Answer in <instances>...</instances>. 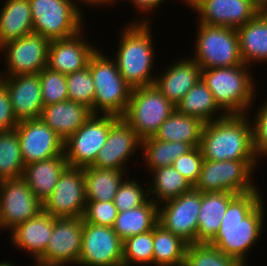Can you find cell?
I'll list each match as a JSON object with an SVG mask.
<instances>
[{
	"label": "cell",
	"instance_id": "obj_43",
	"mask_svg": "<svg viewBox=\"0 0 267 266\" xmlns=\"http://www.w3.org/2000/svg\"><path fill=\"white\" fill-rule=\"evenodd\" d=\"M204 161L200 146L194 147L188 153L179 156L172 166L180 172L194 187L200 177L202 163Z\"/></svg>",
	"mask_w": 267,
	"mask_h": 266
},
{
	"label": "cell",
	"instance_id": "obj_41",
	"mask_svg": "<svg viewBox=\"0 0 267 266\" xmlns=\"http://www.w3.org/2000/svg\"><path fill=\"white\" fill-rule=\"evenodd\" d=\"M139 183L137 179L125 177L113 200L118 212L139 207L149 199L148 188Z\"/></svg>",
	"mask_w": 267,
	"mask_h": 266
},
{
	"label": "cell",
	"instance_id": "obj_31",
	"mask_svg": "<svg viewBox=\"0 0 267 266\" xmlns=\"http://www.w3.org/2000/svg\"><path fill=\"white\" fill-rule=\"evenodd\" d=\"M85 195L87 201H113L125 171L86 166L83 168Z\"/></svg>",
	"mask_w": 267,
	"mask_h": 266
},
{
	"label": "cell",
	"instance_id": "obj_48",
	"mask_svg": "<svg viewBox=\"0 0 267 266\" xmlns=\"http://www.w3.org/2000/svg\"><path fill=\"white\" fill-rule=\"evenodd\" d=\"M114 1H118V0H99V7L102 6V5L105 7V4L108 5V6H109V4L113 5L112 3H115Z\"/></svg>",
	"mask_w": 267,
	"mask_h": 266
},
{
	"label": "cell",
	"instance_id": "obj_23",
	"mask_svg": "<svg viewBox=\"0 0 267 266\" xmlns=\"http://www.w3.org/2000/svg\"><path fill=\"white\" fill-rule=\"evenodd\" d=\"M10 241L16 249L25 250L36 261L46 250L53 232V216L41 211L37 216L16 225Z\"/></svg>",
	"mask_w": 267,
	"mask_h": 266
},
{
	"label": "cell",
	"instance_id": "obj_24",
	"mask_svg": "<svg viewBox=\"0 0 267 266\" xmlns=\"http://www.w3.org/2000/svg\"><path fill=\"white\" fill-rule=\"evenodd\" d=\"M92 114L86 105L67 100L44 106L40 119L65 142Z\"/></svg>",
	"mask_w": 267,
	"mask_h": 266
},
{
	"label": "cell",
	"instance_id": "obj_34",
	"mask_svg": "<svg viewBox=\"0 0 267 266\" xmlns=\"http://www.w3.org/2000/svg\"><path fill=\"white\" fill-rule=\"evenodd\" d=\"M187 243L161 224L153 228V265L183 266Z\"/></svg>",
	"mask_w": 267,
	"mask_h": 266
},
{
	"label": "cell",
	"instance_id": "obj_4",
	"mask_svg": "<svg viewBox=\"0 0 267 266\" xmlns=\"http://www.w3.org/2000/svg\"><path fill=\"white\" fill-rule=\"evenodd\" d=\"M242 63L232 67L202 69L201 79L213 94L219 108L227 114H249L256 97L251 67ZM249 109V110H248ZM249 111V112H248Z\"/></svg>",
	"mask_w": 267,
	"mask_h": 266
},
{
	"label": "cell",
	"instance_id": "obj_30",
	"mask_svg": "<svg viewBox=\"0 0 267 266\" xmlns=\"http://www.w3.org/2000/svg\"><path fill=\"white\" fill-rule=\"evenodd\" d=\"M176 111L180 114L199 118L204 123H209L226 115L216 104L213 94L202 79L185 94L177 104Z\"/></svg>",
	"mask_w": 267,
	"mask_h": 266
},
{
	"label": "cell",
	"instance_id": "obj_27",
	"mask_svg": "<svg viewBox=\"0 0 267 266\" xmlns=\"http://www.w3.org/2000/svg\"><path fill=\"white\" fill-rule=\"evenodd\" d=\"M236 30L243 63L250 66L251 63L267 62V10L262 9Z\"/></svg>",
	"mask_w": 267,
	"mask_h": 266
},
{
	"label": "cell",
	"instance_id": "obj_11",
	"mask_svg": "<svg viewBox=\"0 0 267 266\" xmlns=\"http://www.w3.org/2000/svg\"><path fill=\"white\" fill-rule=\"evenodd\" d=\"M49 43L48 38L31 33L1 45V56H6V71H1L2 77L38 74L47 67Z\"/></svg>",
	"mask_w": 267,
	"mask_h": 266
},
{
	"label": "cell",
	"instance_id": "obj_36",
	"mask_svg": "<svg viewBox=\"0 0 267 266\" xmlns=\"http://www.w3.org/2000/svg\"><path fill=\"white\" fill-rule=\"evenodd\" d=\"M24 167L17 132H0V181L22 177Z\"/></svg>",
	"mask_w": 267,
	"mask_h": 266
},
{
	"label": "cell",
	"instance_id": "obj_37",
	"mask_svg": "<svg viewBox=\"0 0 267 266\" xmlns=\"http://www.w3.org/2000/svg\"><path fill=\"white\" fill-rule=\"evenodd\" d=\"M233 257L228 256L209 243L187 244L183 266H240Z\"/></svg>",
	"mask_w": 267,
	"mask_h": 266
},
{
	"label": "cell",
	"instance_id": "obj_53",
	"mask_svg": "<svg viewBox=\"0 0 267 266\" xmlns=\"http://www.w3.org/2000/svg\"><path fill=\"white\" fill-rule=\"evenodd\" d=\"M1 79H2V74H1V71H0V83H1Z\"/></svg>",
	"mask_w": 267,
	"mask_h": 266
},
{
	"label": "cell",
	"instance_id": "obj_28",
	"mask_svg": "<svg viewBox=\"0 0 267 266\" xmlns=\"http://www.w3.org/2000/svg\"><path fill=\"white\" fill-rule=\"evenodd\" d=\"M33 33L29 0H5L0 10V46Z\"/></svg>",
	"mask_w": 267,
	"mask_h": 266
},
{
	"label": "cell",
	"instance_id": "obj_44",
	"mask_svg": "<svg viewBox=\"0 0 267 266\" xmlns=\"http://www.w3.org/2000/svg\"><path fill=\"white\" fill-rule=\"evenodd\" d=\"M255 114V117H251L253 144L257 160L260 161L262 156H267V100Z\"/></svg>",
	"mask_w": 267,
	"mask_h": 266
},
{
	"label": "cell",
	"instance_id": "obj_49",
	"mask_svg": "<svg viewBox=\"0 0 267 266\" xmlns=\"http://www.w3.org/2000/svg\"><path fill=\"white\" fill-rule=\"evenodd\" d=\"M259 5H261L263 8L267 6V0H255Z\"/></svg>",
	"mask_w": 267,
	"mask_h": 266
},
{
	"label": "cell",
	"instance_id": "obj_51",
	"mask_svg": "<svg viewBox=\"0 0 267 266\" xmlns=\"http://www.w3.org/2000/svg\"><path fill=\"white\" fill-rule=\"evenodd\" d=\"M32 266H48V265L41 264V263L35 261L34 265H32Z\"/></svg>",
	"mask_w": 267,
	"mask_h": 266
},
{
	"label": "cell",
	"instance_id": "obj_2",
	"mask_svg": "<svg viewBox=\"0 0 267 266\" xmlns=\"http://www.w3.org/2000/svg\"><path fill=\"white\" fill-rule=\"evenodd\" d=\"M140 20L135 19L120 30L122 33L114 57L122 78L132 89L154 85L156 79L151 73L156 61L151 20L147 14Z\"/></svg>",
	"mask_w": 267,
	"mask_h": 266
},
{
	"label": "cell",
	"instance_id": "obj_32",
	"mask_svg": "<svg viewBox=\"0 0 267 266\" xmlns=\"http://www.w3.org/2000/svg\"><path fill=\"white\" fill-rule=\"evenodd\" d=\"M204 124L199 118L180 114L175 110L160 125L153 137L167 142H185L198 147Z\"/></svg>",
	"mask_w": 267,
	"mask_h": 266
},
{
	"label": "cell",
	"instance_id": "obj_13",
	"mask_svg": "<svg viewBox=\"0 0 267 266\" xmlns=\"http://www.w3.org/2000/svg\"><path fill=\"white\" fill-rule=\"evenodd\" d=\"M123 241L113 227L87 223L83 233L78 266H123Z\"/></svg>",
	"mask_w": 267,
	"mask_h": 266
},
{
	"label": "cell",
	"instance_id": "obj_5",
	"mask_svg": "<svg viewBox=\"0 0 267 266\" xmlns=\"http://www.w3.org/2000/svg\"><path fill=\"white\" fill-rule=\"evenodd\" d=\"M104 54L97 49L88 62L95 85L94 114L122 117L132 88L122 78L115 59Z\"/></svg>",
	"mask_w": 267,
	"mask_h": 266
},
{
	"label": "cell",
	"instance_id": "obj_29",
	"mask_svg": "<svg viewBox=\"0 0 267 266\" xmlns=\"http://www.w3.org/2000/svg\"><path fill=\"white\" fill-rule=\"evenodd\" d=\"M158 224V205L148 199L143 205L118 212L113 230L124 241L126 238L151 231Z\"/></svg>",
	"mask_w": 267,
	"mask_h": 266
},
{
	"label": "cell",
	"instance_id": "obj_15",
	"mask_svg": "<svg viewBox=\"0 0 267 266\" xmlns=\"http://www.w3.org/2000/svg\"><path fill=\"white\" fill-rule=\"evenodd\" d=\"M41 211L43 203L22 177L0 181V220L5 231H11Z\"/></svg>",
	"mask_w": 267,
	"mask_h": 266
},
{
	"label": "cell",
	"instance_id": "obj_1",
	"mask_svg": "<svg viewBox=\"0 0 267 266\" xmlns=\"http://www.w3.org/2000/svg\"><path fill=\"white\" fill-rule=\"evenodd\" d=\"M260 191L257 188L237 195L228 204L219 231L209 242L240 264H246L247 254L263 235L266 211Z\"/></svg>",
	"mask_w": 267,
	"mask_h": 266
},
{
	"label": "cell",
	"instance_id": "obj_19",
	"mask_svg": "<svg viewBox=\"0 0 267 266\" xmlns=\"http://www.w3.org/2000/svg\"><path fill=\"white\" fill-rule=\"evenodd\" d=\"M141 149V139L132 127L120 117L110 128L107 141L99 150L95 162L96 168L126 171L131 155Z\"/></svg>",
	"mask_w": 267,
	"mask_h": 266
},
{
	"label": "cell",
	"instance_id": "obj_17",
	"mask_svg": "<svg viewBox=\"0 0 267 266\" xmlns=\"http://www.w3.org/2000/svg\"><path fill=\"white\" fill-rule=\"evenodd\" d=\"M185 3L198 14L197 22L235 29L264 9L255 0H187Z\"/></svg>",
	"mask_w": 267,
	"mask_h": 266
},
{
	"label": "cell",
	"instance_id": "obj_16",
	"mask_svg": "<svg viewBox=\"0 0 267 266\" xmlns=\"http://www.w3.org/2000/svg\"><path fill=\"white\" fill-rule=\"evenodd\" d=\"M201 192L194 188L158 205V223L187 244L196 243Z\"/></svg>",
	"mask_w": 267,
	"mask_h": 266
},
{
	"label": "cell",
	"instance_id": "obj_40",
	"mask_svg": "<svg viewBox=\"0 0 267 266\" xmlns=\"http://www.w3.org/2000/svg\"><path fill=\"white\" fill-rule=\"evenodd\" d=\"M43 105L48 106L68 100L66 75L45 67L38 73Z\"/></svg>",
	"mask_w": 267,
	"mask_h": 266
},
{
	"label": "cell",
	"instance_id": "obj_42",
	"mask_svg": "<svg viewBox=\"0 0 267 266\" xmlns=\"http://www.w3.org/2000/svg\"><path fill=\"white\" fill-rule=\"evenodd\" d=\"M117 214L113 201H87L83 220L95 225L113 227Z\"/></svg>",
	"mask_w": 267,
	"mask_h": 266
},
{
	"label": "cell",
	"instance_id": "obj_8",
	"mask_svg": "<svg viewBox=\"0 0 267 266\" xmlns=\"http://www.w3.org/2000/svg\"><path fill=\"white\" fill-rule=\"evenodd\" d=\"M29 3L33 33L54 40L69 38L83 31V11L72 0H29Z\"/></svg>",
	"mask_w": 267,
	"mask_h": 266
},
{
	"label": "cell",
	"instance_id": "obj_10",
	"mask_svg": "<svg viewBox=\"0 0 267 266\" xmlns=\"http://www.w3.org/2000/svg\"><path fill=\"white\" fill-rule=\"evenodd\" d=\"M119 118L114 115L92 114L84 125L64 142L68 166H91L106 143L111 126Z\"/></svg>",
	"mask_w": 267,
	"mask_h": 266
},
{
	"label": "cell",
	"instance_id": "obj_26",
	"mask_svg": "<svg viewBox=\"0 0 267 266\" xmlns=\"http://www.w3.org/2000/svg\"><path fill=\"white\" fill-rule=\"evenodd\" d=\"M68 167L65 154L25 165L22 178L43 203L54 191L60 175Z\"/></svg>",
	"mask_w": 267,
	"mask_h": 266
},
{
	"label": "cell",
	"instance_id": "obj_50",
	"mask_svg": "<svg viewBox=\"0 0 267 266\" xmlns=\"http://www.w3.org/2000/svg\"><path fill=\"white\" fill-rule=\"evenodd\" d=\"M0 266H15V265L5 260L3 262H0Z\"/></svg>",
	"mask_w": 267,
	"mask_h": 266
},
{
	"label": "cell",
	"instance_id": "obj_35",
	"mask_svg": "<svg viewBox=\"0 0 267 266\" xmlns=\"http://www.w3.org/2000/svg\"><path fill=\"white\" fill-rule=\"evenodd\" d=\"M194 147L185 142H167L155 139L153 136L141 140L143 151V161L146 169L150 172L154 169L171 166L172 163L181 155L188 153Z\"/></svg>",
	"mask_w": 267,
	"mask_h": 266
},
{
	"label": "cell",
	"instance_id": "obj_45",
	"mask_svg": "<svg viewBox=\"0 0 267 266\" xmlns=\"http://www.w3.org/2000/svg\"><path fill=\"white\" fill-rule=\"evenodd\" d=\"M17 125L8 90L0 83V132L14 130Z\"/></svg>",
	"mask_w": 267,
	"mask_h": 266
},
{
	"label": "cell",
	"instance_id": "obj_9",
	"mask_svg": "<svg viewBox=\"0 0 267 266\" xmlns=\"http://www.w3.org/2000/svg\"><path fill=\"white\" fill-rule=\"evenodd\" d=\"M176 110L155 85L134 88L122 118L143 140L154 136L160 125Z\"/></svg>",
	"mask_w": 267,
	"mask_h": 266
},
{
	"label": "cell",
	"instance_id": "obj_12",
	"mask_svg": "<svg viewBox=\"0 0 267 266\" xmlns=\"http://www.w3.org/2000/svg\"><path fill=\"white\" fill-rule=\"evenodd\" d=\"M86 203L83 168L68 166L44 200L43 211L55 218L83 217Z\"/></svg>",
	"mask_w": 267,
	"mask_h": 266
},
{
	"label": "cell",
	"instance_id": "obj_25",
	"mask_svg": "<svg viewBox=\"0 0 267 266\" xmlns=\"http://www.w3.org/2000/svg\"><path fill=\"white\" fill-rule=\"evenodd\" d=\"M233 192L201 193L196 243H209L217 234L228 204L237 196Z\"/></svg>",
	"mask_w": 267,
	"mask_h": 266
},
{
	"label": "cell",
	"instance_id": "obj_52",
	"mask_svg": "<svg viewBox=\"0 0 267 266\" xmlns=\"http://www.w3.org/2000/svg\"><path fill=\"white\" fill-rule=\"evenodd\" d=\"M1 230H5V229L2 227L1 220H0V232Z\"/></svg>",
	"mask_w": 267,
	"mask_h": 266
},
{
	"label": "cell",
	"instance_id": "obj_47",
	"mask_svg": "<svg viewBox=\"0 0 267 266\" xmlns=\"http://www.w3.org/2000/svg\"><path fill=\"white\" fill-rule=\"evenodd\" d=\"M73 2H74V4L82 11L83 10V8L79 5L80 4V2L81 3H83V4H85V6L86 5H93L94 7L95 6H98L99 7V0H77V2H79V3H76V0H72ZM87 3V4H86ZM80 6V7H79Z\"/></svg>",
	"mask_w": 267,
	"mask_h": 266
},
{
	"label": "cell",
	"instance_id": "obj_20",
	"mask_svg": "<svg viewBox=\"0 0 267 266\" xmlns=\"http://www.w3.org/2000/svg\"><path fill=\"white\" fill-rule=\"evenodd\" d=\"M1 83L8 90L17 121L40 118L44 107L38 74L4 76Z\"/></svg>",
	"mask_w": 267,
	"mask_h": 266
},
{
	"label": "cell",
	"instance_id": "obj_14",
	"mask_svg": "<svg viewBox=\"0 0 267 266\" xmlns=\"http://www.w3.org/2000/svg\"><path fill=\"white\" fill-rule=\"evenodd\" d=\"M83 233V217H53V232L45 252L36 260L48 266L78 265Z\"/></svg>",
	"mask_w": 267,
	"mask_h": 266
},
{
	"label": "cell",
	"instance_id": "obj_7",
	"mask_svg": "<svg viewBox=\"0 0 267 266\" xmlns=\"http://www.w3.org/2000/svg\"><path fill=\"white\" fill-rule=\"evenodd\" d=\"M258 160H204L194 189L203 192H233L245 194L258 186L251 180ZM256 185V186H255Z\"/></svg>",
	"mask_w": 267,
	"mask_h": 266
},
{
	"label": "cell",
	"instance_id": "obj_46",
	"mask_svg": "<svg viewBox=\"0 0 267 266\" xmlns=\"http://www.w3.org/2000/svg\"><path fill=\"white\" fill-rule=\"evenodd\" d=\"M132 3L134 8L136 7L137 10L140 12L147 13L151 15V12H154L155 9L159 7V5L164 3L166 0H126ZM149 12V13H148Z\"/></svg>",
	"mask_w": 267,
	"mask_h": 266
},
{
	"label": "cell",
	"instance_id": "obj_38",
	"mask_svg": "<svg viewBox=\"0 0 267 266\" xmlns=\"http://www.w3.org/2000/svg\"><path fill=\"white\" fill-rule=\"evenodd\" d=\"M122 263L123 266L153 265V229L123 241Z\"/></svg>",
	"mask_w": 267,
	"mask_h": 266
},
{
	"label": "cell",
	"instance_id": "obj_18",
	"mask_svg": "<svg viewBox=\"0 0 267 266\" xmlns=\"http://www.w3.org/2000/svg\"><path fill=\"white\" fill-rule=\"evenodd\" d=\"M14 130L24 165L64 153V141L40 118L19 121Z\"/></svg>",
	"mask_w": 267,
	"mask_h": 266
},
{
	"label": "cell",
	"instance_id": "obj_33",
	"mask_svg": "<svg viewBox=\"0 0 267 266\" xmlns=\"http://www.w3.org/2000/svg\"><path fill=\"white\" fill-rule=\"evenodd\" d=\"M149 173L153 178L152 183L149 184L150 186H147L149 196L152 195L149 198L157 205L177 198L194 188L172 165L154 169Z\"/></svg>",
	"mask_w": 267,
	"mask_h": 266
},
{
	"label": "cell",
	"instance_id": "obj_39",
	"mask_svg": "<svg viewBox=\"0 0 267 266\" xmlns=\"http://www.w3.org/2000/svg\"><path fill=\"white\" fill-rule=\"evenodd\" d=\"M68 100L81 103L94 114L95 85L89 67L66 75Z\"/></svg>",
	"mask_w": 267,
	"mask_h": 266
},
{
	"label": "cell",
	"instance_id": "obj_22",
	"mask_svg": "<svg viewBox=\"0 0 267 266\" xmlns=\"http://www.w3.org/2000/svg\"><path fill=\"white\" fill-rule=\"evenodd\" d=\"M189 58V59H187ZM175 61L156 76L154 85L174 105L201 79V67L192 57Z\"/></svg>",
	"mask_w": 267,
	"mask_h": 266
},
{
	"label": "cell",
	"instance_id": "obj_6",
	"mask_svg": "<svg viewBox=\"0 0 267 266\" xmlns=\"http://www.w3.org/2000/svg\"><path fill=\"white\" fill-rule=\"evenodd\" d=\"M193 60L201 69L232 67L243 63L239 36L235 28L198 22Z\"/></svg>",
	"mask_w": 267,
	"mask_h": 266
},
{
	"label": "cell",
	"instance_id": "obj_3",
	"mask_svg": "<svg viewBox=\"0 0 267 266\" xmlns=\"http://www.w3.org/2000/svg\"><path fill=\"white\" fill-rule=\"evenodd\" d=\"M249 114H227L205 123L200 148L204 160H257Z\"/></svg>",
	"mask_w": 267,
	"mask_h": 266
},
{
	"label": "cell",
	"instance_id": "obj_21",
	"mask_svg": "<svg viewBox=\"0 0 267 266\" xmlns=\"http://www.w3.org/2000/svg\"><path fill=\"white\" fill-rule=\"evenodd\" d=\"M82 34L80 31L69 38L50 40L47 67L65 75L87 67L90 57L98 48Z\"/></svg>",
	"mask_w": 267,
	"mask_h": 266
}]
</instances>
